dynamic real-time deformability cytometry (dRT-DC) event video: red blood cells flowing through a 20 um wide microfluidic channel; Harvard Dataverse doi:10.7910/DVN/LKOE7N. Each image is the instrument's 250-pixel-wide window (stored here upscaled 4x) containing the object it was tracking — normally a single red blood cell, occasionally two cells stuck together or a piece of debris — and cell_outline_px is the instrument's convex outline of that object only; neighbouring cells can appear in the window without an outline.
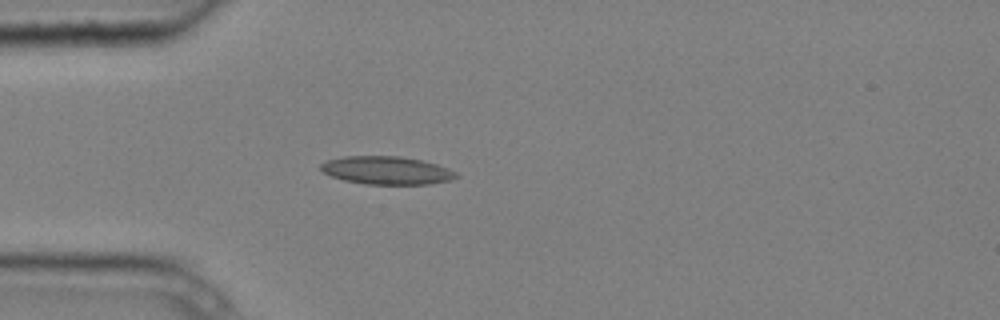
{"species": "common noctule bat (a hibernating species)", "species_latin": "Nyctalus noctula", "temperature_condition": "cold", "stored_images_in_passage": 5, "camera_frame_rate_fps": 3000, "um_per_image_px": 0.085, "animal": {"sex": "male", "body_mass_g": 20.4}, "frame": {"image": 1, "passage_image": 5, "time_ms": 1.333, "image_size_px": [1000, 320], "cell_outline_px": [[460, 176], [452, 180], [432, 184], [364, 184], [344, 180], [332, 176], [324, 172], [320, 168], [320, 164], [328, 160], [344, 156], [400, 156], [420, 160], [436, 164], [448, 168], [456, 172]], "centroid_in_image_um": [32.9, 14.49], "position_along_channel_um": 52.1, "area_um2": 22.14}}